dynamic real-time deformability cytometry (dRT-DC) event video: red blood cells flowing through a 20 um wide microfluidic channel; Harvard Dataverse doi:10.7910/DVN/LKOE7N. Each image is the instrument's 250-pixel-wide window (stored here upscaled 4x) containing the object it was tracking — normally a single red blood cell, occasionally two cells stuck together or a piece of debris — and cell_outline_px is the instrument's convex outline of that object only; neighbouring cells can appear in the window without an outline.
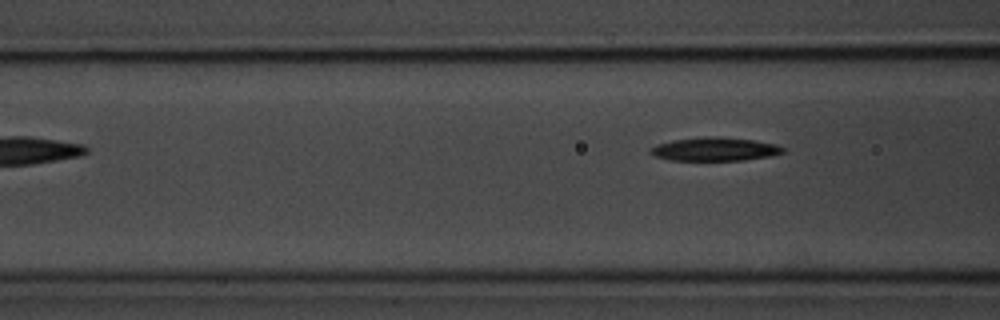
{"species": "common noctule bat (a hibernating species)", "species_latin": "Nyctalus noctula", "temperature_condition": "room temperature", "stored_images_in_passage": 4, "camera_frame_rate_fps": 3000, "um_per_image_px": 0.085, "animal": {"sex": "male", "body_mass_g": 20.1, "forearm_length_mm": 53.5}, "frame": {"image": 1, "passage_image": 4, "time_ms": 3.667, "image_size_px": [1000, 320], "cell_outline_px": [[788, 148], [784, 152], [768, 156], [744, 160], [668, 160], [656, 156], [648, 152], [656, 144], [672, 140], [704, 136], [716, 136], [752, 140], [776, 144]], "centroid_in_image_um": [60.76, 12.67], "position_along_channel_um": 105.8, "area_um2": 18.15}}